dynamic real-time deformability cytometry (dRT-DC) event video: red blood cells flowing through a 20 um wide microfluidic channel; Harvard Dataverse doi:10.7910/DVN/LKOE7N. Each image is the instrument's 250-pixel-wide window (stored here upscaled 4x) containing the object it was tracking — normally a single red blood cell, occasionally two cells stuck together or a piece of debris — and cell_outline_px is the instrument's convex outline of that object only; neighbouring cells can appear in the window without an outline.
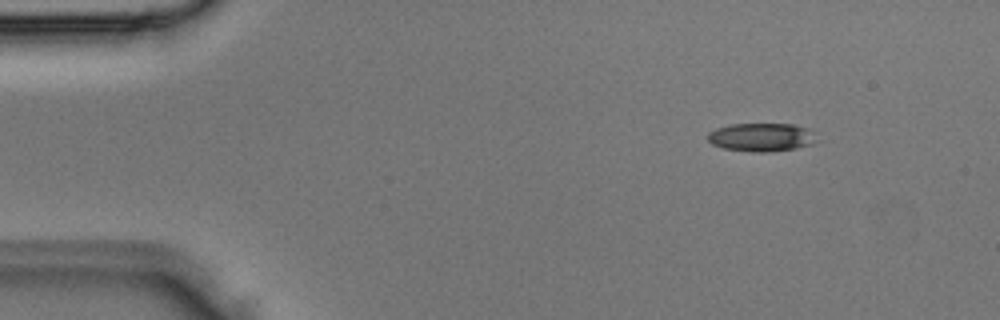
{"species": "Egyptian fruit bat (a non-hibernating species)", "species_latin": "Rousettus aegyptiacus", "temperature_condition": "room temperature", "stored_images_in_passage": 3, "camera_frame_rate_fps": 3000, "um_per_image_px": 0.085, "animal": {"sex": "male"}, "frame": {"image": 1, "passage_image": 1, "time_ms": 0.0, "image_size_px": [1000, 320], "cell_outline_px": [[812, 144], [796, 148], [768, 152], [752, 152], [724, 148], [712, 144], [708, 140], [708, 132], [716, 128], [732, 124], [792, 124], [808, 128]], "centroid_in_image_um": [64.62, 11.66], "position_along_channel_um": 20.4, "area_um2": 17.57}}
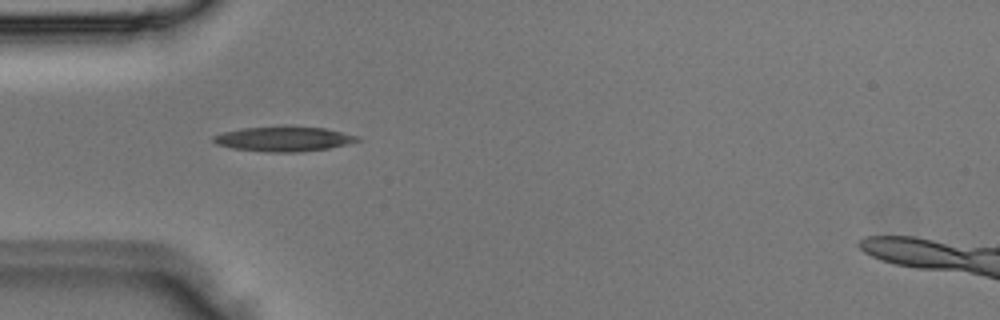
{"frame": {"image": 2, "passage_image": 3, "time_ms": 0.667, "image_size_px": [1000, 320], "cell_outline_px": [[360, 140], [348, 144], [328, 148], [300, 152], [268, 152], [232, 148], [216, 144], [212, 140], [212, 136], [220, 132], [240, 128], [284, 124], [288, 124], [324, 128], [360, 136]], "centroid_in_image_um": [24.08, 11.77], "position_along_channel_um": 60.9, "area_um2": 21.62}}